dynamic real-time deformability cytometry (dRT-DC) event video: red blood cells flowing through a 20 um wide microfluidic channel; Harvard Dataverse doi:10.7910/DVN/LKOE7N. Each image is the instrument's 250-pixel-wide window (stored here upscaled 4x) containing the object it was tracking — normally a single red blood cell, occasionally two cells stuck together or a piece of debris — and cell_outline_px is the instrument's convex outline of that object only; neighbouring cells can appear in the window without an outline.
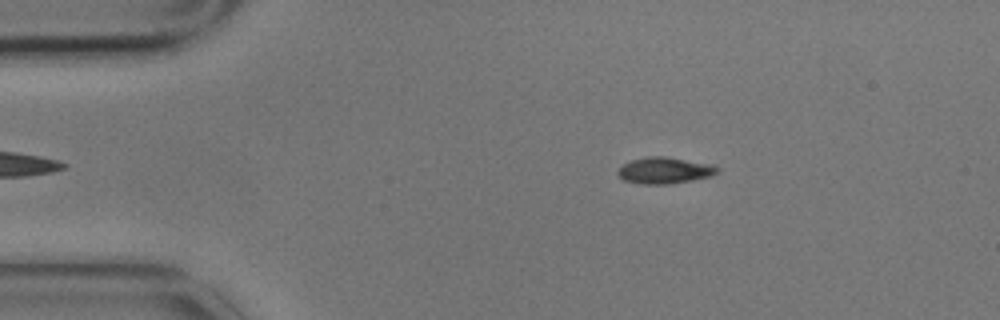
{"species": "common noctule bat (a hibernating species)", "species_latin": "Nyctalus noctula", "temperature_condition": "cold", "stored_images_in_passage": 4, "camera_frame_rate_fps": 3000, "um_per_image_px": 0.085, "animal": {"sex": "male", "body_mass_g": 17.9}, "frame": {"image": 1, "passage_image": 2, "time_ms": 0.333, "image_size_px": [1000, 320], "cell_outline_px": [[720, 172], [712, 176], [692, 180], [668, 184], [640, 184], [624, 180], [616, 172], [624, 164], [632, 160], [648, 156], [664, 156], [712, 164], [720, 168]], "centroid_in_image_um": [56.53, 14.49], "position_along_channel_um": 28.5, "area_um2": 15.32}}
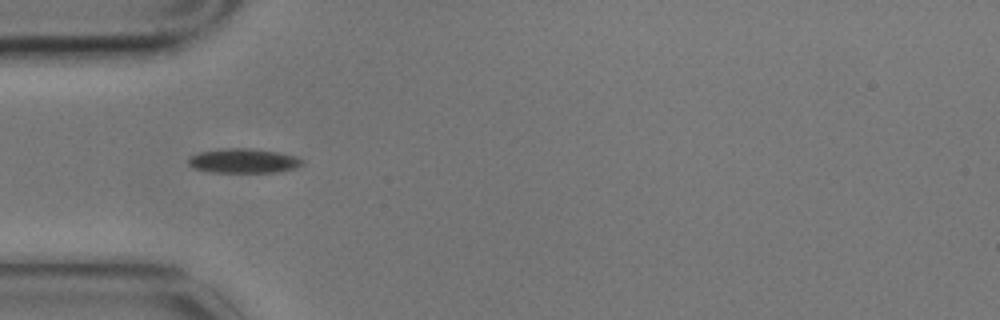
{"frame": {"image": 2, "passage_image": 4, "time_ms": 1.0, "image_size_px": [1000, 320], "cell_outline_px": [[304, 164], [296, 168], [280, 172], [212, 172], [192, 168], [188, 164], [188, 160], [192, 156], [200, 152], [220, 148], [252, 148], [280, 152], [296, 156], [304, 160]], "centroid_in_image_um": [20.75, 13.66], "position_along_channel_um": 64.3, "area_um2": 16.47}}